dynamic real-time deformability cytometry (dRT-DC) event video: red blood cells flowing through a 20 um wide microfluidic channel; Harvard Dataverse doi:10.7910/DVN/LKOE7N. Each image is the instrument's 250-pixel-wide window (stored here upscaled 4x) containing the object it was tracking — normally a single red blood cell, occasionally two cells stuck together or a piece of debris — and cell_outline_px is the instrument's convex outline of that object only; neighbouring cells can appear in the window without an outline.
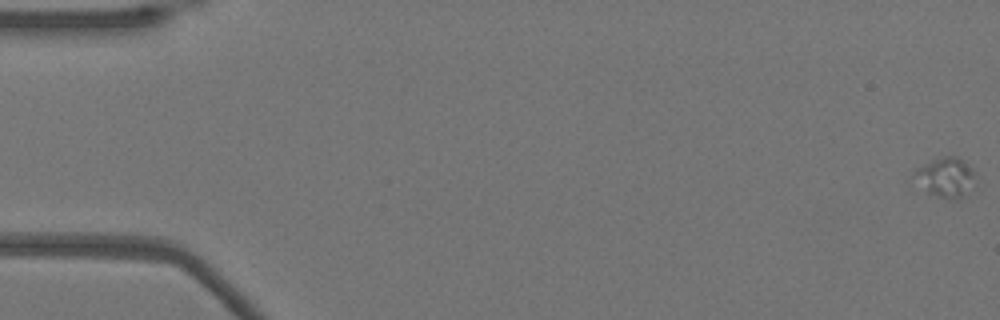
{"species": "Egyptian fruit bat (a non-hibernating species)", "species_latin": "Rousettus aegyptiacus", "temperature_condition": "warm", "stored_images_in_passage": 33, "camera_frame_rate_fps": 3000, "um_per_image_px": 0.085, "animal": {"sex": "female"}, "frame": {"image": 1, "passage_image": 1, "time_ms": 0.0, "image_size_px": [1000, 320], "cell_outline_px": [[972, 176], [960, 196], [948, 200], [936, 196], [928, 192], [916, 172], [916, 168], [932, 160], [944, 156], [956, 156], [968, 164], [972, 168]], "centroid_in_image_um": [80.36, 15.01], "position_along_channel_um": 4.6, "area_um2": 12.6}}
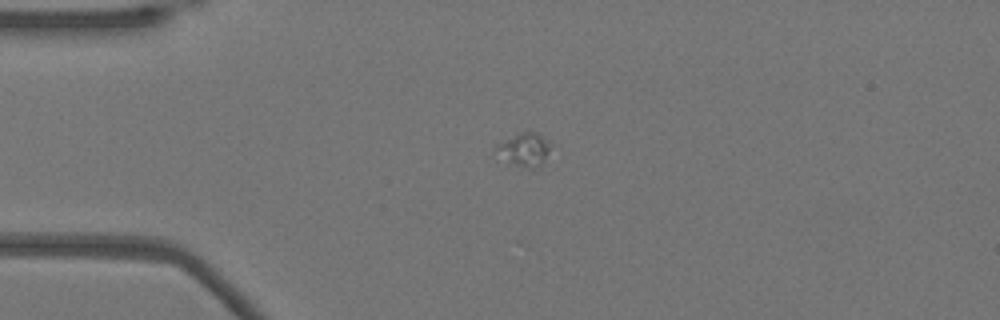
{"frame": {"image": 2, "passage_image": 14, "time_ms": 4.333, "image_size_px": [1000, 320], "cell_outline_px": [[552, 144], [540, 168], [528, 168], [516, 164], [492, 152], [496, 144], [520, 132], [536, 132]], "centroid_in_image_um": [44.56, 12.7], "position_along_channel_um": 40.4, "area_um2": 10.46}}